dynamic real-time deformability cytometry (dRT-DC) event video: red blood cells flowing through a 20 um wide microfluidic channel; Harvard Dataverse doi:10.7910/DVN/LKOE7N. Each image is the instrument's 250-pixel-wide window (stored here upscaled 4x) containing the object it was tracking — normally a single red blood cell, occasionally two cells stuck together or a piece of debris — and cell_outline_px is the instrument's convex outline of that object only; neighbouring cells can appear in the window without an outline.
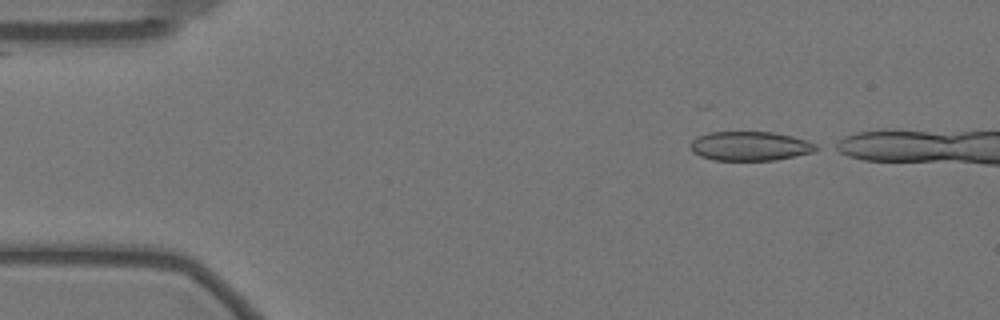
{"species": "Egyptian fruit bat (a non-hibernating species)", "species_latin": "Rousettus aegyptiacus", "temperature_condition": "warm", "stored_images_in_passage": 14, "camera_frame_rate_fps": 3000, "um_per_image_px": 0.085, "animal": {"sex": "female"}, "frame": {"image": 1, "passage_image": 1, "time_ms": 0.0, "image_size_px": [1000, 320], "cell_outline_px": [[824, 148], [816, 152], [776, 160], [712, 160], [700, 156], [692, 152], [688, 148], [692, 140], [708, 132], [772, 132], [792, 136], [808, 140]], "centroid_in_image_um": [63.81, 12.42], "position_along_channel_um": 21.2, "area_um2": 21.79}}
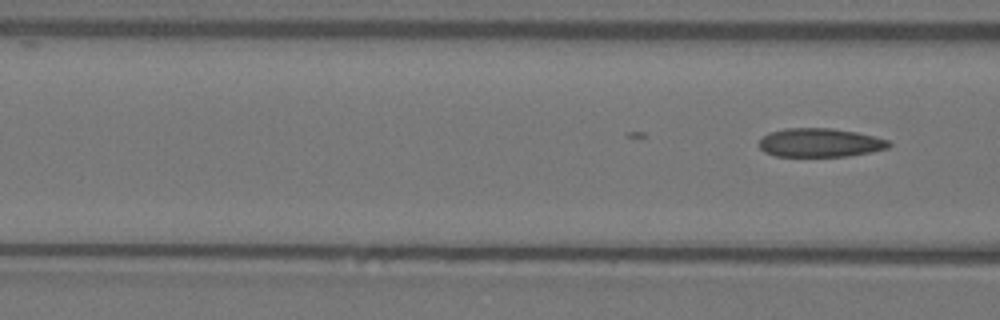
{"frame": {"image": 2, "passage_image": 14, "time_ms": 4.333, "image_size_px": [1000, 320], "cell_outline_px": [[892, 144], [888, 148], [872, 152], [848, 156], [776, 156], [764, 152], [760, 148], [760, 140], [768, 132], [784, 128], [832, 128], [856, 132], [888, 140]], "centroid_in_image_um": [69.7, 12.12], "position_along_channel_um": 96.9, "area_um2": 21.73}}